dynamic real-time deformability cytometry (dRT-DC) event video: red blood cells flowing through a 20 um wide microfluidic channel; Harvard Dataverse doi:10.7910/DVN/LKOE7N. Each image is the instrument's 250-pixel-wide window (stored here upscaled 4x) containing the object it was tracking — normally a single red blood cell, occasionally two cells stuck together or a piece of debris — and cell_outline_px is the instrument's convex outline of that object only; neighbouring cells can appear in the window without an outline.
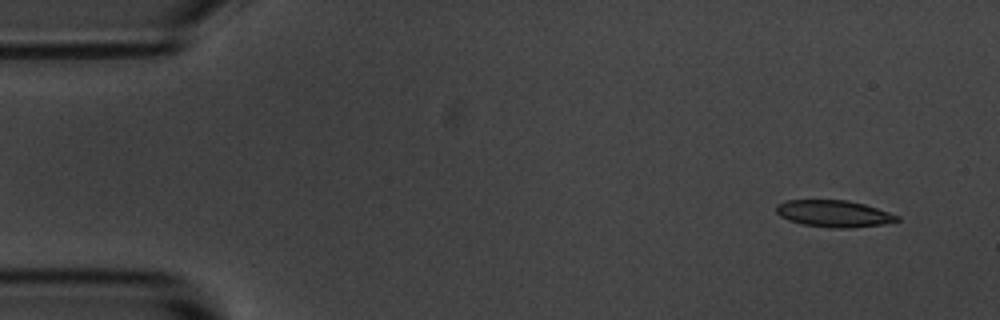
{"species": "common noctule bat (a hibernating species)", "species_latin": "Nyctalus noctula", "temperature_condition": "room temperature", "stored_images_in_passage": 4, "camera_frame_rate_fps": 3000, "um_per_image_px": 0.085, "animal": {"sex": "male", "body_mass_g": 20.1, "forearm_length_mm": 53.5}, "frame": {"image": 1, "passage_image": 1, "time_ms": 0.0, "image_size_px": [1000, 320], "cell_outline_px": [[900, 220], [884, 224], [852, 228], [832, 228], [800, 224], [788, 220], [780, 216], [776, 212], [776, 204], [784, 200], [848, 200], [864, 204], [900, 216]], "centroid_in_image_um": [70.85, 18.16], "position_along_channel_um": 14.1, "area_um2": 19.02}}
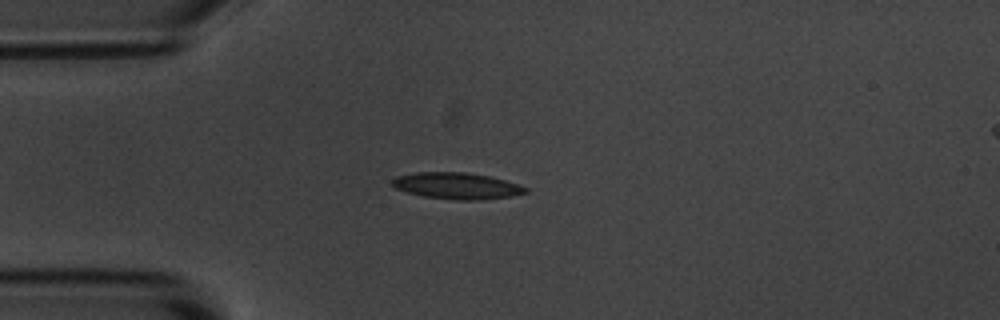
{"frame": {"image": 2, "passage_image": 4, "time_ms": 3.333, "image_size_px": [1000, 320], "cell_outline_px": [[528, 192], [512, 196], [476, 200], [460, 200], [424, 196], [408, 192], [396, 188], [392, 184], [392, 180], [396, 176], [416, 172], [464, 172], [488, 176], [504, 180], [528, 188]], "centroid_in_image_um": [38.82, 15.79], "position_along_channel_um": 46.2, "area_um2": 20.23}}